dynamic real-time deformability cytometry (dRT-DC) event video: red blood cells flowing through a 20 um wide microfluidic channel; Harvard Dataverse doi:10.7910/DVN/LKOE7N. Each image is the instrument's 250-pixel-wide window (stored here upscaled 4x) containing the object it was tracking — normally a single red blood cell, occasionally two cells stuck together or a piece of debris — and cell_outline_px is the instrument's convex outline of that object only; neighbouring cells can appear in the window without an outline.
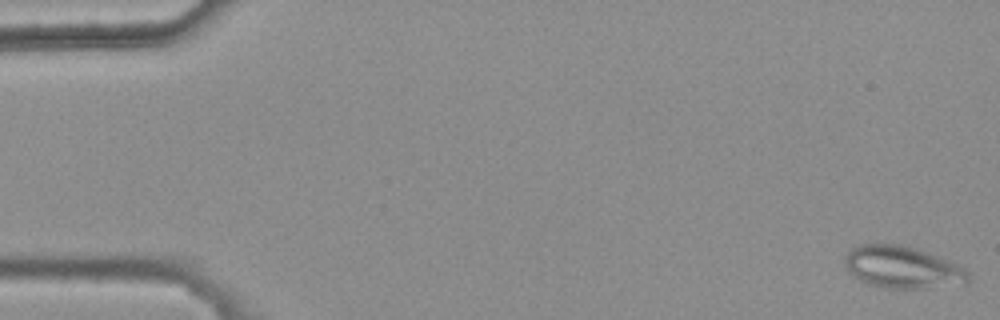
{"species": "common noctule bat (a hibernating species)", "species_latin": "Nyctalus noctula", "temperature_condition": "warm", "stored_images_in_passage": 5, "camera_frame_rate_fps": 3000, "um_per_image_px": 0.085, "animal": {"sex": "female", "body_mass_g": 25.1}, "frame": {"image": 1, "passage_image": 1, "time_ms": 0.0, "image_size_px": [1000, 320], "cell_outline_px": [[972, 280], [968, 284], [924, 288], [888, 288], [868, 284], [860, 280], [844, 264], [844, 256], [852, 248], [860, 244], [900, 244], [948, 260], [964, 268], [972, 276]], "centroid_in_image_um": [76.76, 22.73], "position_along_channel_um": 8.2, "area_um2": 30.11}}